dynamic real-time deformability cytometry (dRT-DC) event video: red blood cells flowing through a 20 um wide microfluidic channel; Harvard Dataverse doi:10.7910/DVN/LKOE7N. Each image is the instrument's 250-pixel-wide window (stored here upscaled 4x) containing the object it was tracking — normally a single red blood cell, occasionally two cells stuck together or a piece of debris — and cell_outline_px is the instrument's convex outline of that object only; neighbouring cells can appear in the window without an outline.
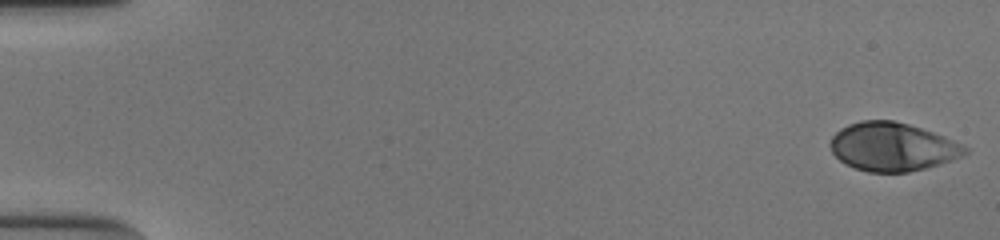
{"species": "human", "species_latin": "Homo sapiens", "temperature_condition": "cold", "stored_images_in_passage": 53, "camera_frame_rate_fps": 3000, "um_per_image_px": 0.085, "donor": {"sex": "male"}, "frame": {"image": 1, "passage_image": 1, "time_ms": 0.0, "image_size_px": [1000, 240], "cell_outline_px": [[968, 152], [964, 156], [952, 160], [924, 168], [908, 172], [868, 172], [844, 164], [832, 152], [828, 144], [832, 136], [840, 128], [848, 124], [860, 120], [892, 120], [908, 124], [944, 136], [968, 148]], "centroid_in_image_um": [75.82, 12.48], "position_along_channel_um": 9.2, "area_um2": 37.97}}
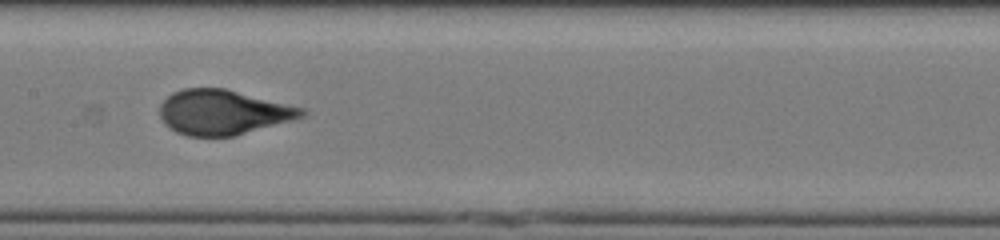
{"frame": {"image": 2, "passage_image": 28, "time_ms": 9.0, "image_size_px": [1000, 240], "cell_outline_px": [[308, 112], [304, 116], [292, 120], [236, 136], [188, 136], [176, 132], [164, 124], [160, 116], [160, 104], [172, 92], [184, 88], [224, 88], [304, 108]], "centroid_in_image_um": [18.95, 9.55], "position_along_channel_um": 188.5, "area_um2": 37.11}}
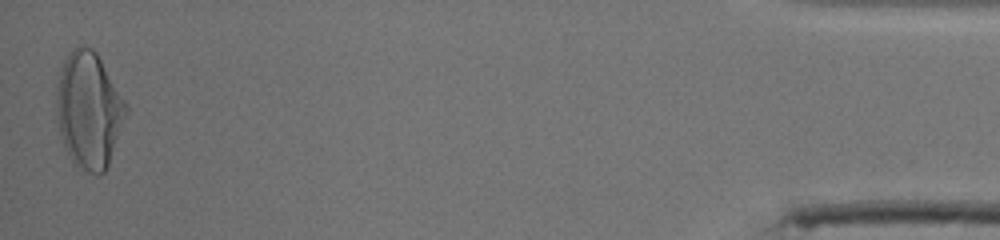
{"frame": {"image": 3, "passage_image": 53, "time_ms": 17.333, "image_size_px": [1000, 240], "cell_outline_px": [[128, 112], [108, 164], [104, 172], [96, 176], [72, 164], [64, 148], [60, 132], [56, 112], [56, 92], [60, 68], [68, 52], [72, 48], [80, 44], [84, 44], [92, 48], [96, 52], [128, 104]], "centroid_in_image_um": [7.54, 9.34], "position_along_channel_um": 427.7, "area_um2": 47.63}, "authors_computed_cell_mechanics": {"area_um2": 37.6856, "velocity_mm_per_s": 3.847, "shape_relaxation_time_tau1_ms": 5.9547, "shape_relaxation_time_tau2_ms": null, "deformation_change_tau1": 0.2356, "deformation_change_tau2": null}}